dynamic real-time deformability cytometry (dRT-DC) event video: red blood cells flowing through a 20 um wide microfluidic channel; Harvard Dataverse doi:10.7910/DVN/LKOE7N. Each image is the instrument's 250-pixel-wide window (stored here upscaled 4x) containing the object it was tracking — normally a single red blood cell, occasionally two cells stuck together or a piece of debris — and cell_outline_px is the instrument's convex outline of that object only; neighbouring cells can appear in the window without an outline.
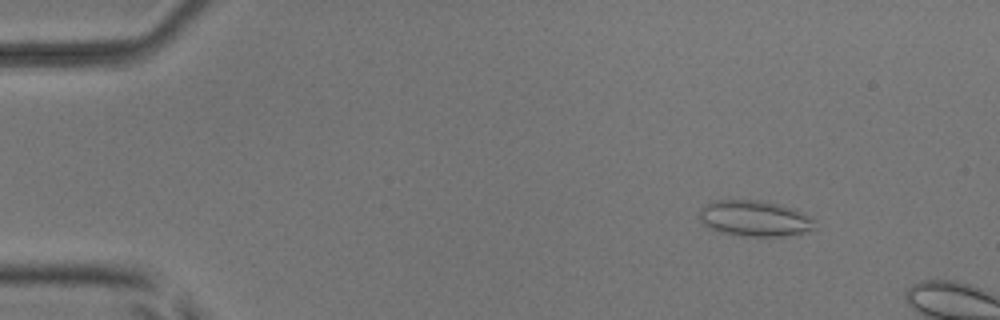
{"species": "common noctule bat (a hibernating species)", "species_latin": "Nyctalus noctula", "temperature_condition": "room temperature", "stored_images_in_passage": 12, "camera_frame_rate_fps": 3000, "um_per_image_px": 0.085, "animal": {"sex": "male", "body_mass_g": 17.9, "forearm_length_mm": 54.2}, "frame": {"image": 1, "passage_image": 7, "time_ms": 2.0, "image_size_px": [1000, 320], "cell_outline_px": [[816, 228], [808, 232], [784, 236], [740, 236], [720, 232], [708, 228], [700, 220], [700, 208], [704, 204], [712, 200], [760, 200], [780, 204], [804, 212], [812, 220]], "centroid_in_image_um": [64.12, 18.56], "position_along_channel_um": 20.9, "area_um2": 24.39}}